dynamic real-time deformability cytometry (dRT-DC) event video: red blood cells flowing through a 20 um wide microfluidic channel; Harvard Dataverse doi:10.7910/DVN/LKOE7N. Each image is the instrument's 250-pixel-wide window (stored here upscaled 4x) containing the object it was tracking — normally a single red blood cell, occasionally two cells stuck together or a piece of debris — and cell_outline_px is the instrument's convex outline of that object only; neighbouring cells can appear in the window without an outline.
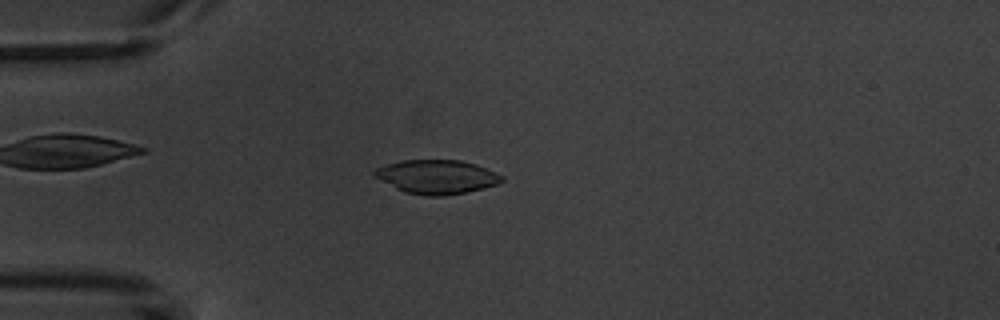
{"species": "common noctule bat (a hibernating species)", "species_latin": "Nyctalus noctula", "temperature_condition": "warm", "stored_images_in_passage": 3, "camera_frame_rate_fps": 3000, "um_per_image_px": 0.085, "animal": {"sex": "male", "body_mass_g": 20.1, "forearm_length_mm": 53.5}, "frame": {"image": 1, "passage_image": 3, "time_ms": 2.333, "image_size_px": [1000, 320], "cell_outline_px": [[504, 180], [496, 184], [484, 188], [444, 196], [424, 196], [404, 192], [372, 176], [372, 172], [376, 168], [400, 160], [460, 160], [476, 164], [504, 176]], "centroid_in_image_um": [37.1, 15.03], "position_along_channel_um": 47.9, "area_um2": 25.2}}